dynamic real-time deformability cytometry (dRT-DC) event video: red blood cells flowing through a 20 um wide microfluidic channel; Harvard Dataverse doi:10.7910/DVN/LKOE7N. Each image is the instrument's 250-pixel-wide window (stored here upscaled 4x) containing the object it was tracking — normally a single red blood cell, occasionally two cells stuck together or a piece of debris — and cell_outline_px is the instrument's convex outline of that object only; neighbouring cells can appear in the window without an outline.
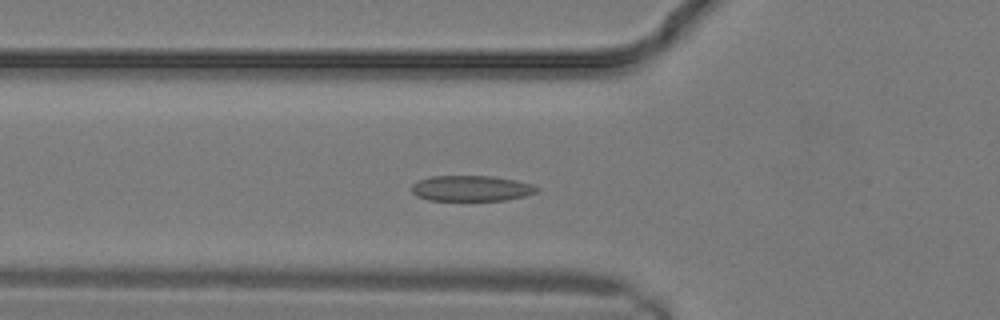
{"species": "common noctule bat (a hibernating species)", "species_latin": "Nyctalus noctula", "temperature_condition": "warm", "stored_images_in_passage": 8, "camera_frame_rate_fps": 3000, "um_per_image_px": 0.085, "animal": {"sex": "male", "body_mass_g": 19.2, "forearm_length_mm": 51.8}, "frame": {"image": 1, "passage_image": 6, "time_ms": 1.667, "image_size_px": [1000, 320], "cell_outline_px": [[540, 188], [536, 192], [524, 196], [504, 200], [428, 200], [416, 196], [412, 192], [412, 184], [416, 180], [432, 176], [492, 176], [516, 180], [532, 184]], "centroid_in_image_um": [40.03, 16.0], "position_along_channel_um": 85.8, "area_um2": 18.73}}
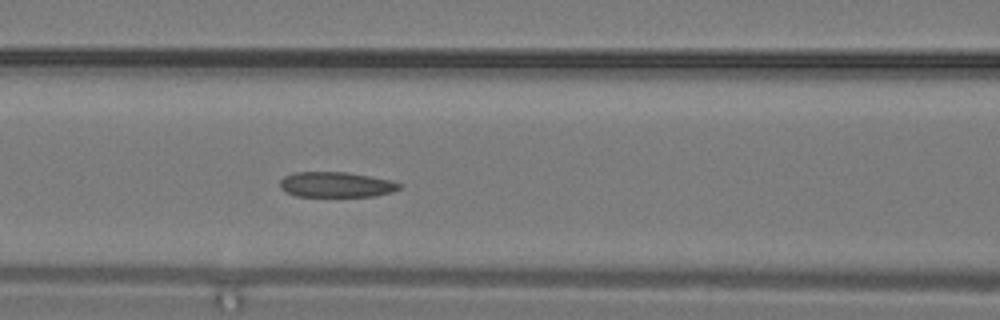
{"frame": {"image": 2, "passage_image": 8, "time_ms": 2.333, "image_size_px": [1000, 320], "cell_outline_px": [[404, 184], [400, 188], [392, 192], [372, 196], [296, 196], [284, 192], [280, 188], [280, 180], [284, 176], [292, 172], [348, 172], [392, 180]], "centroid_in_image_um": [28.56, 15.68], "position_along_channel_um": 138.0, "area_um2": 17.8}}